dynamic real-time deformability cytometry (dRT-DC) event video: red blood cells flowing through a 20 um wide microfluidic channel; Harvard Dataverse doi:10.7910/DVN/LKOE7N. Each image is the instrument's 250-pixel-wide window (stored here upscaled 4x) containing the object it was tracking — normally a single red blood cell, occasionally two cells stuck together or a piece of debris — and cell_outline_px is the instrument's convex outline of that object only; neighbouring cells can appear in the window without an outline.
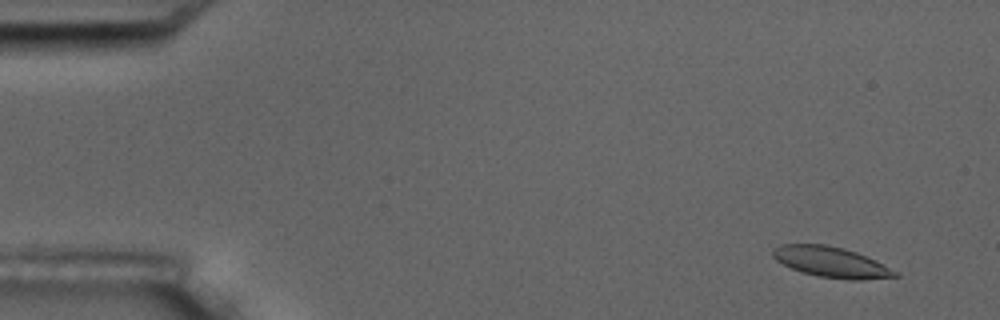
{"species": "common noctule bat (a hibernating species)", "species_latin": "Nyctalus noctula", "temperature_condition": "room temperature", "stored_images_in_passage": 6, "camera_frame_rate_fps": 3000, "um_per_image_px": 0.085, "animal": {"sex": "male", "body_mass_g": 17.5, "forearm_length_mm": 52.3}, "frame": {"image": 1, "passage_image": 1, "time_ms": 0.0, "image_size_px": [1000, 320], "cell_outline_px": [[900, 276], [860, 280], [848, 280], [820, 276], [804, 272], [792, 268], [776, 260], [772, 256], [772, 248], [780, 244], [824, 244], [844, 248], [856, 252], [900, 272]], "centroid_in_image_um": [70.65, 22.27], "position_along_channel_um": 14.3, "area_um2": 21.62}}
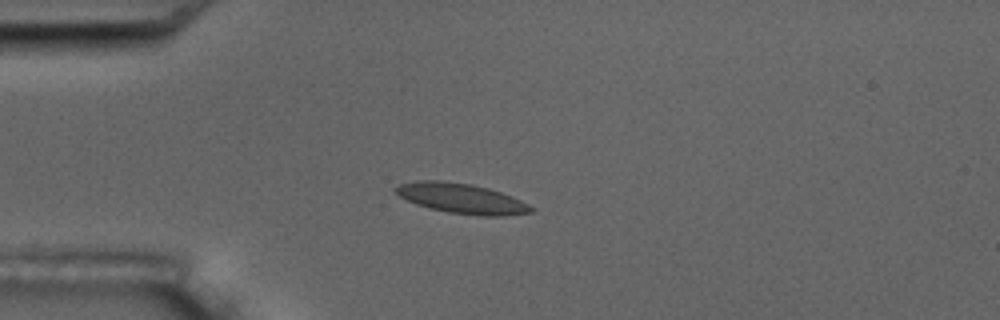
{"frame": {"image": 2, "passage_image": 4, "time_ms": 3.667, "image_size_px": [1000, 320], "cell_outline_px": [[532, 212], [504, 216], [480, 216], [448, 212], [416, 204], [400, 196], [392, 188], [400, 184], [416, 180], [440, 180], [472, 184], [488, 188], [512, 196], [528, 204], [532, 208]], "centroid_in_image_um": [39.22, 16.86], "position_along_channel_um": 45.8, "area_um2": 23.58}}